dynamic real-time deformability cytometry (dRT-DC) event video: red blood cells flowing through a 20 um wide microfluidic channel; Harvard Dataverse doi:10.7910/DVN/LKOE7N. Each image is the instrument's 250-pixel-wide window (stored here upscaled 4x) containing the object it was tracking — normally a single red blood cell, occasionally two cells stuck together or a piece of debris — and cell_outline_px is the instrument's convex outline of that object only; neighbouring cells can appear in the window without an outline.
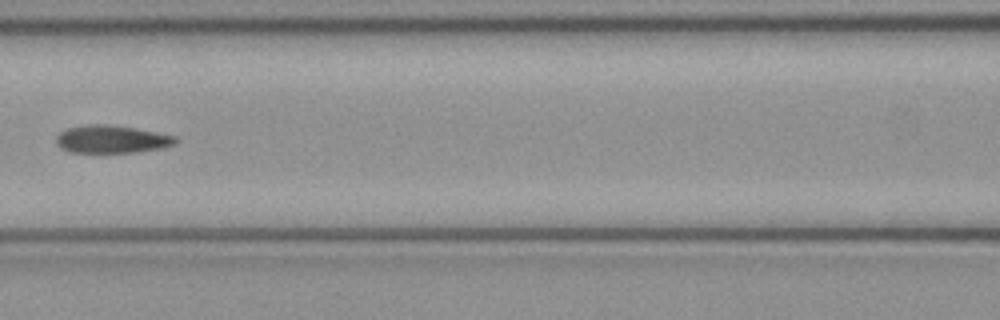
{"species": "common noctule bat (a hibernating species)", "species_latin": "Nyctalus noctula", "temperature_condition": "cold", "stored_images_in_passage": 5, "camera_frame_rate_fps": 3000, "um_per_image_px": 0.085, "animal": {"sex": "female", "body_mass_g": 21.9}, "frame": {"image": 1, "passage_image": 5, "time_ms": 1.333, "image_size_px": [1000, 320], "cell_outline_px": [[180, 140], [176, 144], [164, 148], [136, 152], [68, 152], [60, 148], [56, 144], [56, 136], [60, 132], [68, 128], [88, 124], [104, 124], [136, 128], [176, 136]], "centroid_in_image_um": [9.52, 11.84], "position_along_channel_um": 157.1, "area_um2": 19.48}}